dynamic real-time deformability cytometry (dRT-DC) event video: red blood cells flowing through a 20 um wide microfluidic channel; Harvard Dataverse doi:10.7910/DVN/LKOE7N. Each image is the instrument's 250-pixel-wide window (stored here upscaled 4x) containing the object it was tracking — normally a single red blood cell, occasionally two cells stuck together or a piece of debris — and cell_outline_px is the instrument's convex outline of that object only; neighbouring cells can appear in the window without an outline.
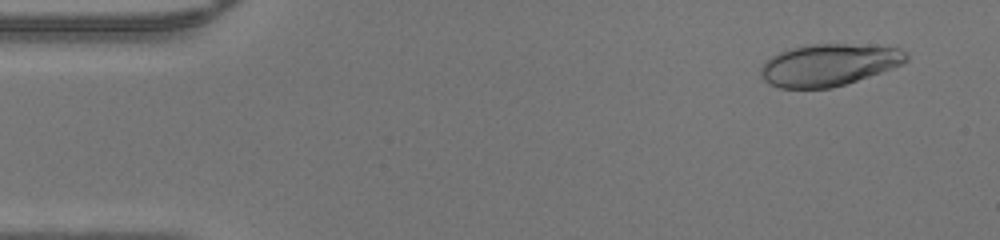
{"species": "human", "species_latin": "Homo sapiens", "temperature_condition": "warm", "stored_images_in_passage": 45, "camera_frame_rate_fps": 3000, "um_per_image_px": 0.085, "donor": {"sex": "male"}, "frame": {"image": 1, "passage_image": 2, "time_ms": 0.333, "image_size_px": [1000, 240], "cell_outline_px": [[908, 60], [904, 64], [832, 88], [780, 88], [768, 84], [760, 76], [760, 68], [772, 56], [780, 52], [792, 48], [808, 44], [844, 44], [900, 48], [908, 52]], "centroid_in_image_um": [70.44, 5.52], "position_along_channel_um": 14.6, "area_um2": 35.37}}
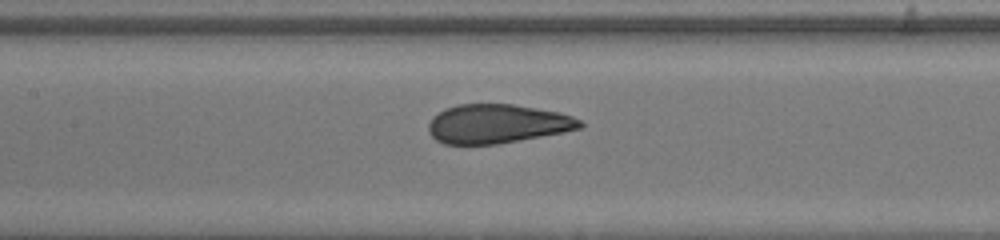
{"frame": {"image": 2, "passage_image": 20, "time_ms": 6.333, "image_size_px": [1000, 240], "cell_outline_px": [[584, 128], [564, 132], [496, 144], [444, 144], [436, 140], [428, 132], [428, 124], [432, 116], [444, 108], [456, 104], [512, 104], [560, 112], [572, 116], [580, 120], [584, 124]], "centroid_in_image_um": [42.25, 10.52], "position_along_channel_um": 165.1, "area_um2": 34.62}}
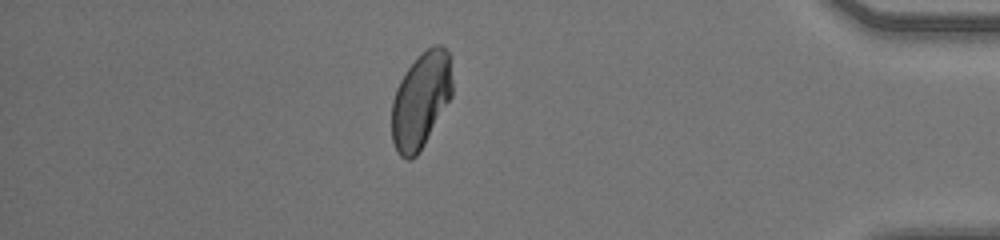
{"frame": {"image": 3, "passage_image": 39, "time_ms": 12.667, "image_size_px": [1000, 240], "cell_outline_px": [[452, 96], [424, 144], [416, 156], [408, 160], [404, 160], [396, 152], [392, 140], [392, 100], [396, 88], [400, 80], [408, 68], [428, 48], [436, 44], [440, 44], [452, 56]], "centroid_in_image_um": [35.78, 8.53], "position_along_channel_um": 399.4, "area_um2": 33.87}}